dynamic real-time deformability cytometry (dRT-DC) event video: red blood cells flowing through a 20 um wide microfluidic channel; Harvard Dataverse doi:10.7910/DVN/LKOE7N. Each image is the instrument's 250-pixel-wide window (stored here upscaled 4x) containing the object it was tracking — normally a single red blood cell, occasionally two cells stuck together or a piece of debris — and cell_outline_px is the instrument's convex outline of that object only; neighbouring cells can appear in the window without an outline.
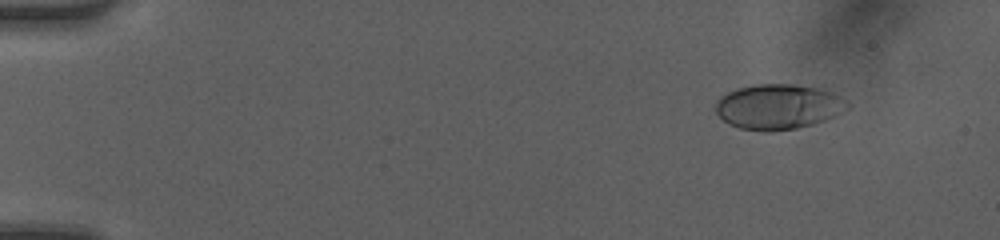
{"species": "human", "species_latin": "Homo sapiens", "temperature_condition": "room temperature", "stored_images_in_passage": 12, "camera_frame_rate_fps": 3000, "um_per_image_px": 0.085, "donor": {"sex": "female"}, "frame": {"image": 1, "passage_image": 2, "time_ms": 0.333, "image_size_px": [1000, 240], "cell_outline_px": [[852, 104], [848, 108], [824, 120], [812, 124], [796, 128], [772, 132], [764, 132], [740, 128], [728, 124], [716, 112], [716, 100], [720, 96], [736, 88], [756, 84], [792, 84], [816, 88], [832, 92], [848, 100]], "centroid_in_image_um": [66.14, 9.07], "position_along_channel_um": 18.9, "area_um2": 34.74}}
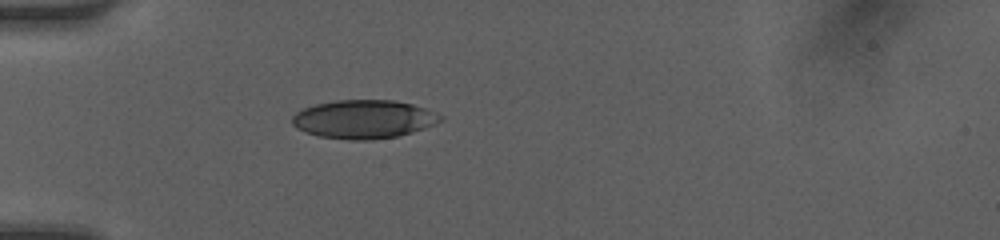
{"frame": {"image": 2, "passage_image": 8, "time_ms": 2.333, "image_size_px": [1000, 240], "cell_outline_px": [[444, 120], [436, 124], [412, 132], [396, 136], [372, 140], [348, 140], [320, 136], [304, 132], [296, 128], [292, 124], [292, 116], [296, 112], [304, 108], [316, 104], [336, 100], [392, 100], [412, 104], [424, 108], [444, 116]], "centroid_in_image_um": [30.92, 10.14], "position_along_channel_um": 54.1, "area_um2": 33.35}}
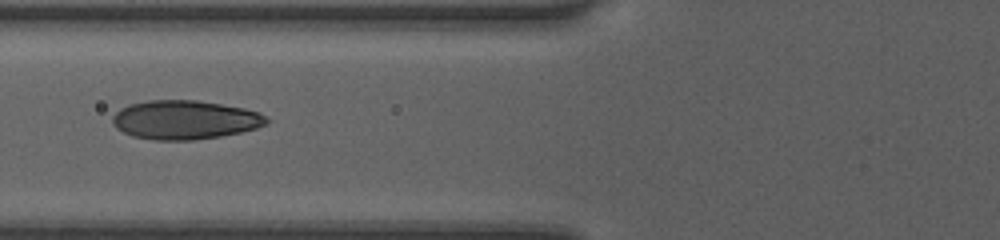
{"frame": {"image": 3, "passage_image": 11, "time_ms": 3.333, "image_size_px": [1000, 240], "cell_outline_px": [[268, 120], [264, 124], [256, 128], [240, 132], [220, 136], [192, 140], [152, 140], [132, 136], [116, 128], [112, 124], [112, 116], [120, 108], [128, 104], [148, 100], [196, 100], [244, 108], [260, 112]], "centroid_in_image_um": [15.66, 10.18], "position_along_channel_um": 110.1, "area_um2": 34.91}}